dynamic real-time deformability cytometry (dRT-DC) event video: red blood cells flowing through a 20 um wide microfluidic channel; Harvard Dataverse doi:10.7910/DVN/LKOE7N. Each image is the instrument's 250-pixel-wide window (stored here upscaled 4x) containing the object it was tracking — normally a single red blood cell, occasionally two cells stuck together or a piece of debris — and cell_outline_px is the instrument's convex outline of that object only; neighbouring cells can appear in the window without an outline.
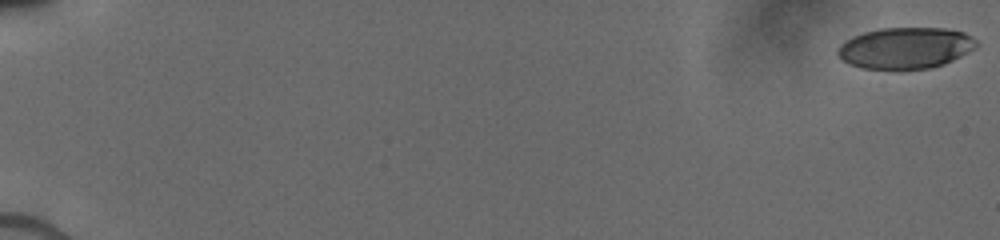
{"species": "human", "species_latin": "Homo sapiens", "temperature_condition": "cold", "stored_images_in_passage": 54, "camera_frame_rate_fps": 3000, "um_per_image_px": 0.085, "donor": {"sex": "male"}, "frame": {"image": 1, "passage_image": 1, "time_ms": 0.0, "image_size_px": [1000, 240], "cell_outline_px": [[976, 48], [944, 64], [932, 68], [900, 72], [896, 72], [860, 68], [848, 64], [836, 52], [840, 44], [852, 36], [864, 32], [884, 28], [944, 28], [964, 32], [972, 36], [976, 40]], "centroid_in_image_um": [76.94, 4.12], "position_along_channel_um": 8.1, "area_um2": 34.22}}
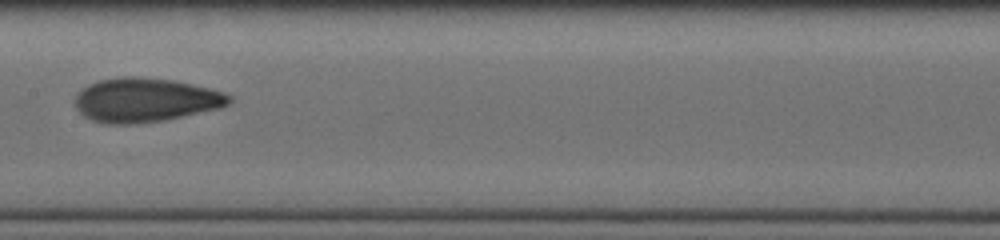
{"frame": {"image": 2, "passage_image": 30, "time_ms": 9.667, "image_size_px": [1000, 240], "cell_outline_px": [[232, 100], [228, 104], [220, 108], [164, 120], [136, 124], [104, 124], [92, 120], [84, 116], [76, 108], [76, 92], [80, 88], [88, 84], [100, 80], [124, 76], [132, 76], [172, 80], [192, 84], [224, 92], [232, 96]], "centroid_in_image_um": [12.33, 8.5], "position_along_channel_um": 195.1, "area_um2": 39.65}}
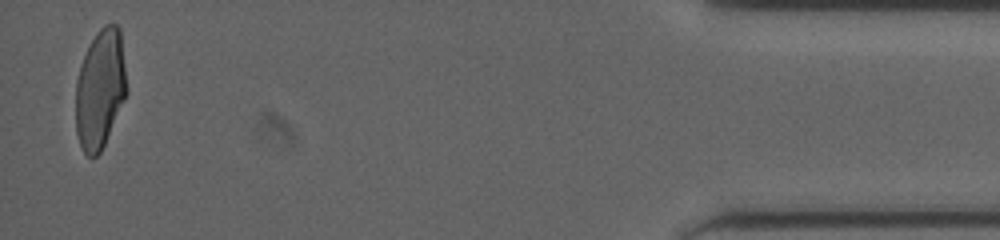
{"frame": {"image": 3, "passage_image": 53, "time_ms": 17.0, "image_size_px": [1000, 240], "cell_outline_px": [[128, 92], [104, 144], [100, 152], [96, 156], [88, 156], [84, 152], [80, 144], [76, 132], [68, 96], [80, 64], [96, 32], [104, 24], [116, 24], [120, 28]], "centroid_in_image_um": [8.41, 7.59], "position_along_channel_um": 426.8, "area_um2": 37.11}}